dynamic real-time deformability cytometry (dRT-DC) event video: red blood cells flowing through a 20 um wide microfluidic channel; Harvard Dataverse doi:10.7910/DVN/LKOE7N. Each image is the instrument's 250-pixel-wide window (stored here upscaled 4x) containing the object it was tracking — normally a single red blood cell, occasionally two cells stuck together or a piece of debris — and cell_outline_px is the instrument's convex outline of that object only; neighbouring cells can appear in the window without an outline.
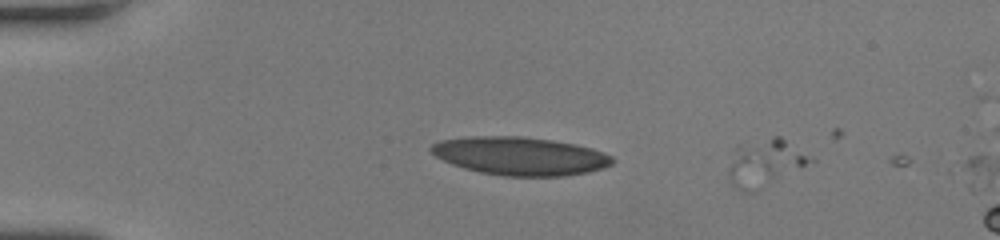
{"species": "human", "species_latin": "Homo sapiens", "temperature_condition": "room temperature", "stored_images_in_passage": 5, "segment_of_instrument_passage": [2, 2], "camera_frame_rate_fps": 3000, "um_per_image_px": 0.085, "donor": {"sex": "female"}, "frame": {"image": 1, "passage_image": 5, "time_ms": 1.333, "image_size_px": [1000, 240], "cell_outline_px": [[784, 144], [776, 176], [748, 192], [740, 192], [728, 180], [728, 172], [732, 148], [740, 144], [772, 136], [780, 136], [784, 140]], "centroid_in_image_um": [64.17, 13.84], "position_along_channel_um": 20.8, "area_um2": 16.42}}